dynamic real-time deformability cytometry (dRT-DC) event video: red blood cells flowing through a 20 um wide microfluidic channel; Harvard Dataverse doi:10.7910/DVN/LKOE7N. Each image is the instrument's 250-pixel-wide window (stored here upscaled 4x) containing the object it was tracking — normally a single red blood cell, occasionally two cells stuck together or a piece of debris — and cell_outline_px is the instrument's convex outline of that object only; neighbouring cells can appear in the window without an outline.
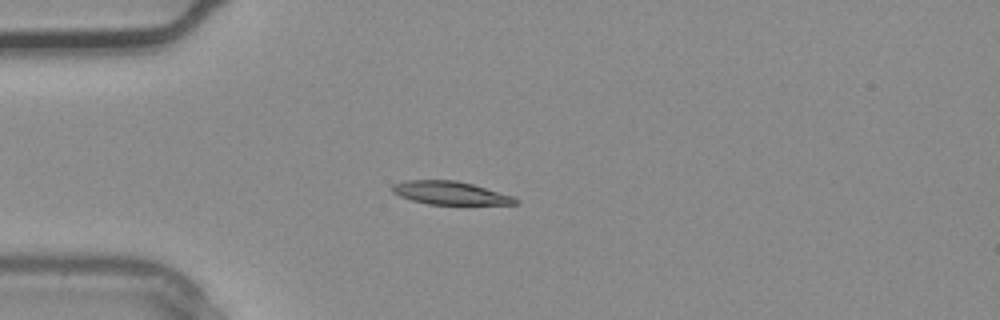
{"species": "common noctule bat (a hibernating species)", "species_latin": "Nyctalus noctula", "temperature_condition": "warm", "stored_images_in_passage": 2, "camera_frame_rate_fps": 3000, "um_per_image_px": 0.085, "animal": {"sex": "male", "body_mass_g": 20.4}, "frame": {"image": 1, "passage_image": 2, "time_ms": 0.333, "image_size_px": [1000, 320], "cell_outline_px": [[520, 200], [516, 204], [428, 204], [412, 200], [400, 196], [392, 192], [392, 184], [404, 180], [456, 180], [472, 184], [512, 196]], "centroid_in_image_um": [38.22, 16.39], "position_along_channel_um": 46.8, "area_um2": 16.47}}